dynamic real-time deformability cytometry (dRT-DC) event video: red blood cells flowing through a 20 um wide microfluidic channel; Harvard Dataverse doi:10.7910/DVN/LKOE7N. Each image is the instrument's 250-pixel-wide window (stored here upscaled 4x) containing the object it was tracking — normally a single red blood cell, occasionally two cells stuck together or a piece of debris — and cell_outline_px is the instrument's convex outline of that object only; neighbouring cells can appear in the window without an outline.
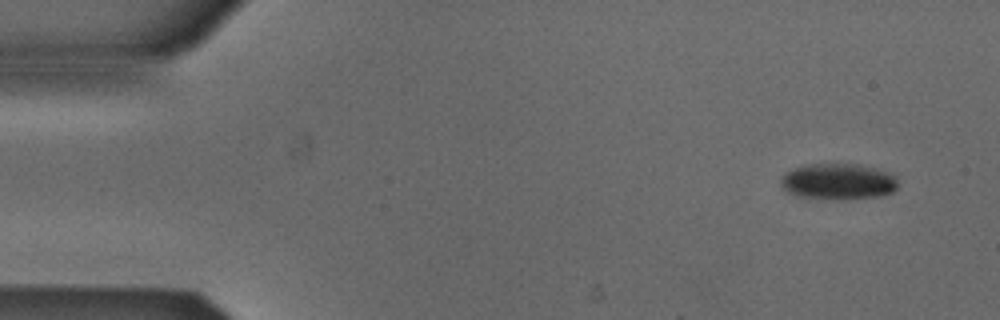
{"species": "Egyptian fruit bat (a non-hibernating species)", "species_latin": "Rousettus aegyptiacus", "temperature_condition": "cold", "stored_images_in_passage": 5, "camera_frame_rate_fps": 3000, "um_per_image_px": 0.085, "animal": {"sex": "male"}, "frame": {"image": 1, "passage_image": 1, "time_ms": 0.0, "image_size_px": [1000, 320], "cell_outline_px": [[896, 188], [892, 192], [880, 196], [844, 200], [832, 200], [796, 196], [788, 192], [780, 184], [780, 180], [784, 172], [804, 164], [860, 164], [876, 168], [888, 172], [896, 176]], "centroid_in_image_um": [71.22, 15.44], "position_along_channel_um": 13.8, "area_um2": 25.03}}